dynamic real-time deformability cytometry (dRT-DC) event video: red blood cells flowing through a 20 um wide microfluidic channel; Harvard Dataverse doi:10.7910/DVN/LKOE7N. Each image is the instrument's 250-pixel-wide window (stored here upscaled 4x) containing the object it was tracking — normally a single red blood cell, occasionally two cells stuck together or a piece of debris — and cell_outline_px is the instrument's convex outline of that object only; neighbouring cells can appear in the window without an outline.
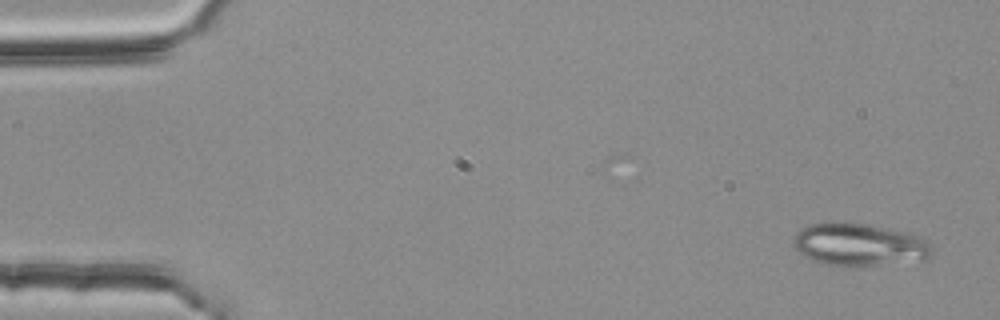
{"species": "common noctule bat (a hibernating species)", "species_latin": "Nyctalus noctula", "temperature_condition": "room temperature", "stored_images_in_passage": 4, "camera_frame_rate_fps": 3000, "um_per_image_px": 0.085, "animal": {"sex": "female", "body_mass_g": 25.1}, "frame": {"image": 1, "passage_image": 1, "time_ms": 0.0, "image_size_px": [1000, 320], "cell_outline_px": [[932, 252], [924, 260], [856, 268], [844, 268], [824, 264], [812, 260], [804, 256], [792, 244], [792, 240], [796, 232], [800, 228], [812, 224], [864, 224], [912, 232], [920, 236], [932, 248]], "centroid_in_image_um": [73.04, 20.85], "position_along_channel_um": 12.0, "area_um2": 34.68}}